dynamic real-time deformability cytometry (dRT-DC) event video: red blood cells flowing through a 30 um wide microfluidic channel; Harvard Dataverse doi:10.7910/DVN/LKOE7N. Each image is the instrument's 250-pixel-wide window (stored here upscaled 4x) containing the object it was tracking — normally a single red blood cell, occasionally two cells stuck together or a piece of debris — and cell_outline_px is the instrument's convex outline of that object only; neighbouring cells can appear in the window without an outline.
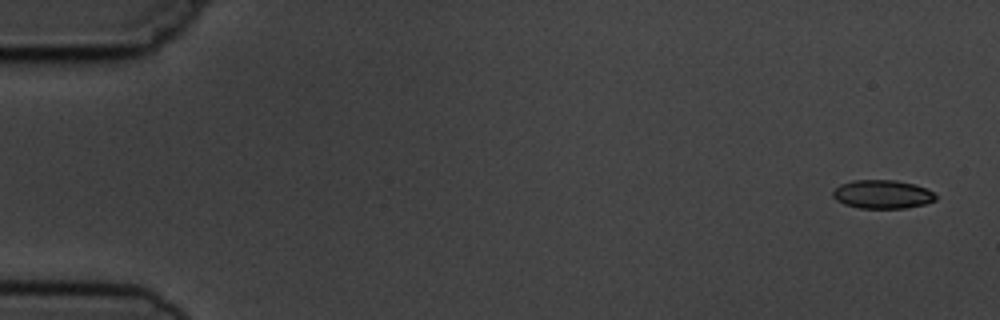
{"species": "common noctule bat (a hibernating species)", "species_latin": "Nyctalus noctula", "temperature_condition": "cold", "stored_images_in_passage": 10, "camera_frame_rate_fps": 3000, "um_per_image_px": 0.085, "animal": {"sex": "male", "body_mass_g": 19.5, "forearm_length_mm": 54.6}, "frame": {"image": 1, "passage_image": 1, "time_ms": 0.0, "image_size_px": [1000, 320], "cell_outline_px": [[936, 200], [924, 204], [904, 208], [860, 208], [844, 204], [836, 200], [832, 196], [832, 192], [840, 184], [852, 180], [896, 180], [912, 184], [924, 188], [932, 192], [936, 196]], "centroid_in_image_um": [74.96, 16.51], "position_along_channel_um": 10.0, "area_um2": 16.99}}
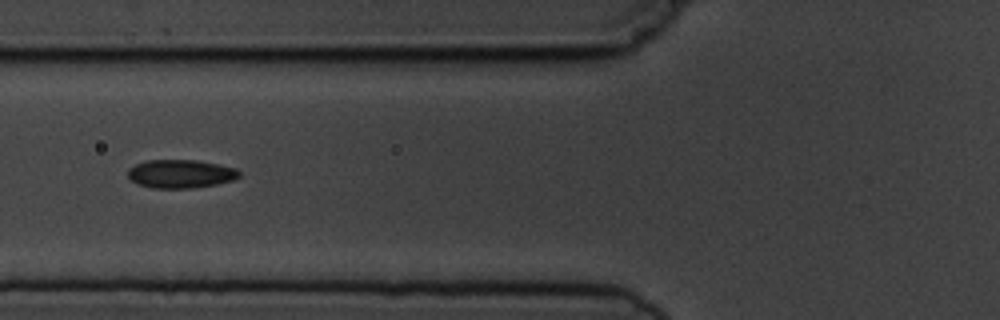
{"frame": {"image": 2, "passage_image": 6, "time_ms": 6.333, "image_size_px": [1000, 320], "cell_outline_px": [[240, 176], [232, 180], [216, 184], [192, 188], [152, 188], [136, 184], [128, 176], [128, 168], [144, 160], [196, 160], [220, 164], [236, 168], [240, 172]], "centroid_in_image_um": [15.34, 14.77], "position_along_channel_um": 110.5, "area_um2": 18.55}}
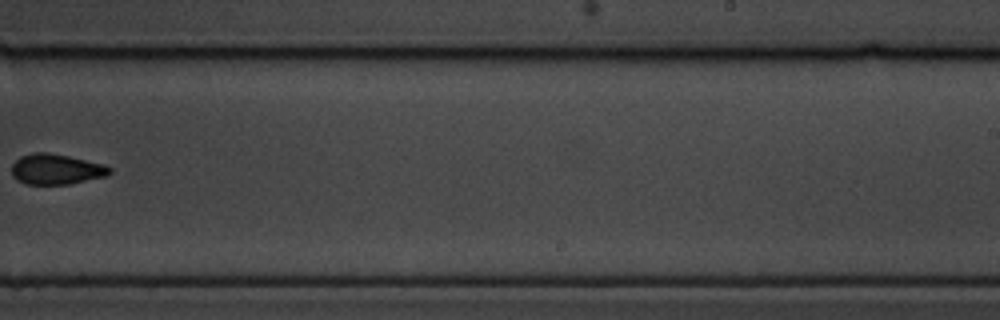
{"frame": {"image": 3, "passage_image": 10, "time_ms": 11.0, "image_size_px": [1000, 320], "cell_outline_px": [[112, 172], [108, 176], [68, 184], [28, 184], [16, 180], [12, 176], [12, 164], [20, 156], [32, 152], [48, 152], [68, 156], [104, 164], [112, 168]], "centroid_in_image_um": [4.78, 14.38], "position_along_channel_um": 284.2, "area_um2": 17.51}}